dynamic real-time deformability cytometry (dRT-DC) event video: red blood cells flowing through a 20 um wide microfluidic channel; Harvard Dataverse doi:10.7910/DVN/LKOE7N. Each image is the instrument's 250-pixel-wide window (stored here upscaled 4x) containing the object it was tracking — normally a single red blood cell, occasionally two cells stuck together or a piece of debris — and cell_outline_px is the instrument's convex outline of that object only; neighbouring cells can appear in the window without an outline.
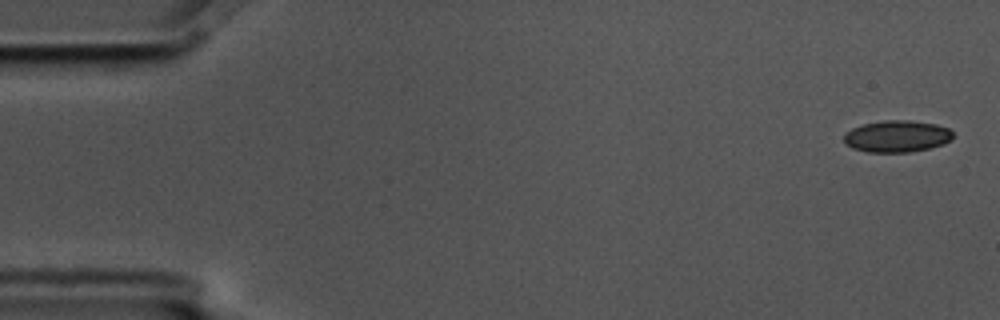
{"species": "common noctule bat (a hibernating species)", "species_latin": "Nyctalus noctula", "temperature_condition": "cold", "stored_images_in_passage": 5, "camera_frame_rate_fps": 3000, "um_per_image_px": 0.085, "animal": {"sex": "male", "body_mass_g": 17.5, "forearm_length_mm": 52.3}, "frame": {"image": 1, "passage_image": 1, "time_ms": 0.0, "image_size_px": [1000, 320], "cell_outline_px": [[952, 140], [944, 144], [928, 148], [908, 152], [868, 152], [852, 148], [844, 144], [844, 132], [852, 128], [864, 124], [884, 120], [908, 120], [936, 124], [948, 128], [952, 132]], "centroid_in_image_um": [76.21, 11.58], "position_along_channel_um": 8.8, "area_um2": 20.23}}
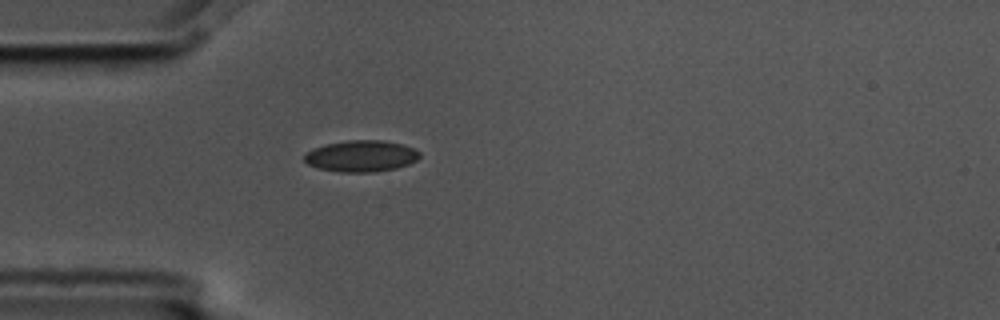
{"frame": {"image": 2, "passage_image": 5, "time_ms": 1.333, "image_size_px": [1000, 320], "cell_outline_px": [[420, 156], [416, 160], [408, 164], [396, 168], [372, 172], [340, 172], [320, 168], [308, 164], [304, 160], [304, 156], [312, 148], [324, 144], [348, 140], [384, 140], [400, 144], [412, 148], [420, 152]], "centroid_in_image_um": [30.69, 13.26], "position_along_channel_um": 54.3, "area_um2": 20.98}}